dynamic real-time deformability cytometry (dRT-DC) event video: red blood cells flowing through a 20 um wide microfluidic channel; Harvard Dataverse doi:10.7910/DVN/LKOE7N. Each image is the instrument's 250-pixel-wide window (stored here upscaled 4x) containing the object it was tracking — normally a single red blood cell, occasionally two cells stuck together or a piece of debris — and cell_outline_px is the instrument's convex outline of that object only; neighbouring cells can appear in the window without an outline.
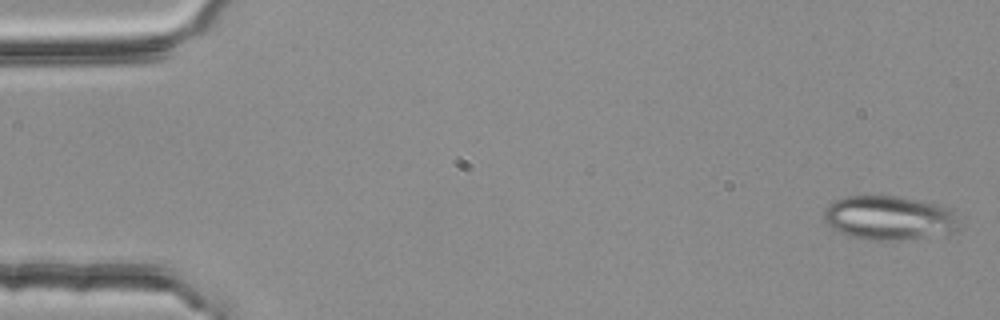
{"species": "common noctule bat (a hibernating species)", "species_latin": "Nyctalus noctula", "temperature_condition": "room temperature", "stored_images_in_passage": 5, "camera_frame_rate_fps": 3000, "um_per_image_px": 0.085, "animal": {"sex": "female", "body_mass_g": 25.1}, "frame": {"image": 1, "passage_image": 1, "time_ms": 0.0, "image_size_px": [1000, 320], "cell_outline_px": [[956, 228], [952, 232], [900, 240], [872, 240], [852, 236], [840, 232], [832, 228], [824, 220], [824, 208], [828, 204], [844, 196], [896, 196], [936, 204], [948, 208], [956, 212]], "centroid_in_image_um": [75.52, 18.51], "position_along_channel_um": 9.5, "area_um2": 34.28}}